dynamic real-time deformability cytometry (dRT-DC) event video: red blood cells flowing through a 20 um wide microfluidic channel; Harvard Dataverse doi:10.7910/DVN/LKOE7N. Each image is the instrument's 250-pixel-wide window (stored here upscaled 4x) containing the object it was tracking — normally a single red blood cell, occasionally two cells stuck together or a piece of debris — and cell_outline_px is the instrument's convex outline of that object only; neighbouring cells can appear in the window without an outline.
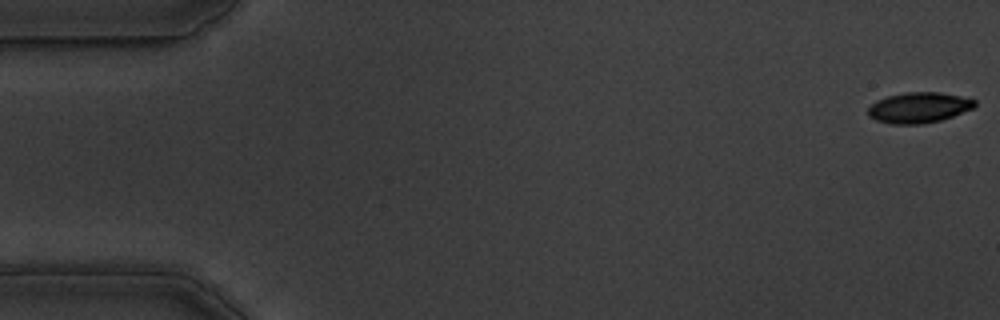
{"species": "common noctule bat (a hibernating species)", "species_latin": "Nyctalus noctula", "temperature_condition": "warm", "stored_images_in_passage": 27, "camera_frame_rate_fps": 3000, "um_per_image_px": 0.085, "animal": {"sex": "male", "body_mass_g": 19.5, "forearm_length_mm": 54.6}, "frame": {"image": 1, "passage_image": 1, "time_ms": 0.0, "image_size_px": [1000, 320], "cell_outline_px": [[976, 104], [972, 108], [952, 116], [940, 120], [920, 124], [892, 124], [876, 120], [868, 116], [868, 108], [876, 100], [888, 96], [904, 92], [940, 92], [960, 96], [976, 100]], "centroid_in_image_um": [78.07, 9.14], "position_along_channel_um": 6.9, "area_um2": 18.9}}
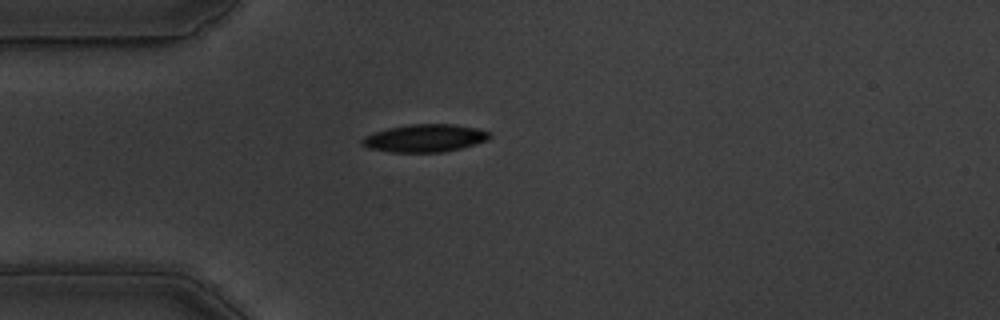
{"frame": {"image": 2, "passage_image": 15, "time_ms": 4.667, "image_size_px": [1000, 320], "cell_outline_px": [[492, 136], [488, 140], [476, 144], [444, 152], [392, 152], [368, 148], [360, 144], [360, 140], [364, 136], [388, 128], [412, 124], [452, 124], [476, 128], [488, 132]], "centroid_in_image_um": [36.1, 11.75], "position_along_channel_um": 48.9, "area_um2": 20.52}}
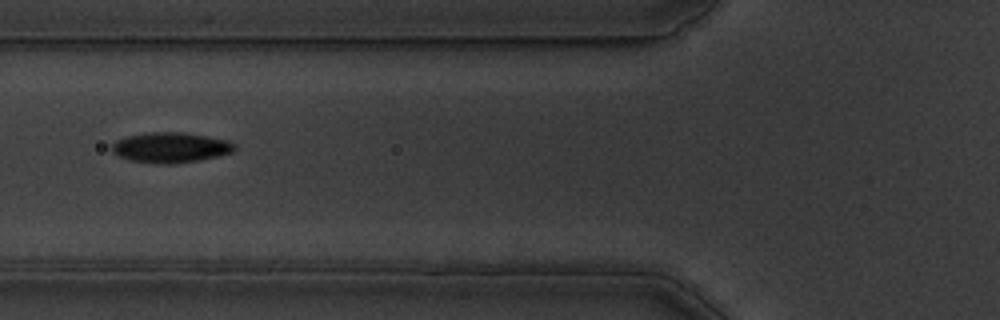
{"frame": {"image": 3, "passage_image": 21, "time_ms": 6.667, "image_size_px": [1000, 320], "cell_outline_px": [[236, 152], [220, 156], [172, 164], [160, 164], [128, 160], [112, 152], [112, 144], [116, 140], [124, 136], [152, 132], [184, 132], [208, 136], [228, 140], [236, 144]], "centroid_in_image_um": [14.53, 12.53], "position_along_channel_um": 111.3, "area_um2": 21.91}}